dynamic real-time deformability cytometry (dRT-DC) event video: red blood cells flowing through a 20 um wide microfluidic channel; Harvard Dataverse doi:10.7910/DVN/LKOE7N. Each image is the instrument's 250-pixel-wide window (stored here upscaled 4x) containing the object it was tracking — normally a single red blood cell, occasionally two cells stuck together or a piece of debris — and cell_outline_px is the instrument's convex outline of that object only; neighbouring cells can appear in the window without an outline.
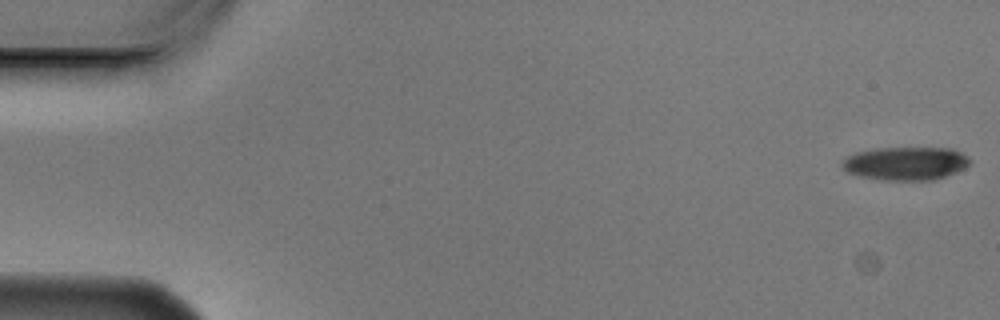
{"species": "Egyptian fruit bat (a non-hibernating species)", "species_latin": "Rousettus aegyptiacus", "temperature_condition": "cold", "stored_images_in_passage": 5, "camera_frame_rate_fps": 3000, "um_per_image_px": 0.085, "animal": {"sex": "male"}, "frame": {"image": 1, "passage_image": 1, "time_ms": 0.0, "image_size_px": [1000, 320], "cell_outline_px": [[972, 164], [956, 172], [932, 180], [884, 180], [860, 176], [848, 172], [840, 168], [840, 164], [848, 156], [856, 152], [876, 148], [952, 148], [968, 156], [972, 160]], "centroid_in_image_um": [77.0, 13.89], "position_along_channel_um": 8.0, "area_um2": 24.91}}
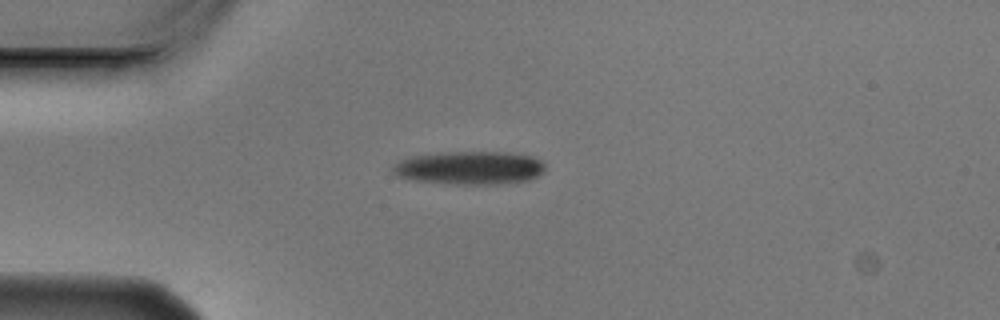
{"frame": {"image": 2, "passage_image": 3, "time_ms": 0.667, "image_size_px": [1000, 320], "cell_outline_px": [[544, 172], [528, 180], [500, 184], [456, 184], [408, 180], [396, 176], [392, 172], [392, 164], [400, 160], [412, 156], [444, 152], [508, 152], [532, 156], [540, 160], [544, 164]], "centroid_in_image_um": [39.87, 14.27], "position_along_channel_um": 45.1, "area_um2": 29.77}}
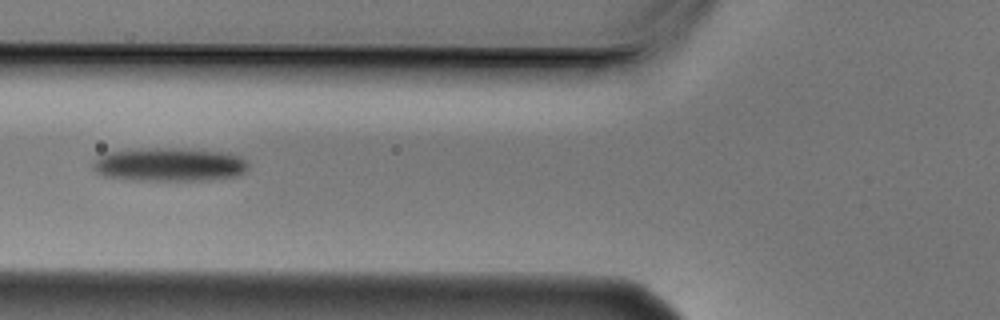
{"frame": {"image": 3, "passage_image": 5, "time_ms": 1.333, "image_size_px": [1000, 320], "cell_outline_px": [[248, 168], [244, 172], [236, 176], [212, 180], [132, 180], [104, 176], [96, 172], [92, 168], [92, 164], [100, 156], [108, 152], [136, 148], [180, 148], [228, 152], [240, 156], [248, 160]], "centroid_in_image_um": [14.43, 13.98], "position_along_channel_um": 111.4, "area_um2": 30.81}}